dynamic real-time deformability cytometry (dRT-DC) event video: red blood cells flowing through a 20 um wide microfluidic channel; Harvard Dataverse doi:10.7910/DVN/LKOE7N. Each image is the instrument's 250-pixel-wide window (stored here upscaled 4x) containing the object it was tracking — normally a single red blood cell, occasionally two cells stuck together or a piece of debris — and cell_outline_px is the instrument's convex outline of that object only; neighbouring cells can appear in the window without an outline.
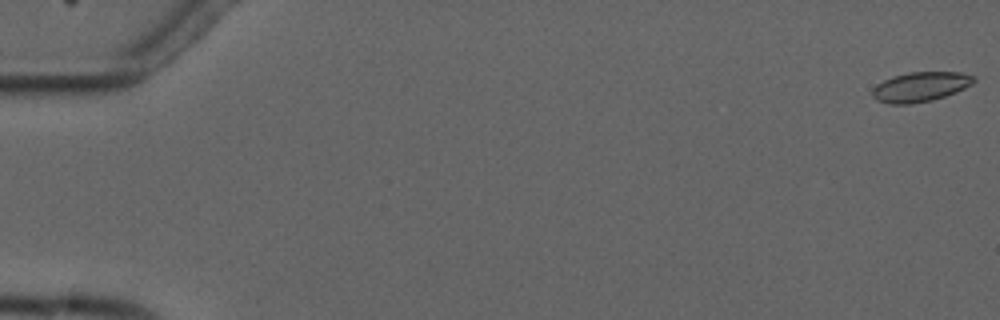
{"species": "common noctule bat (a hibernating species)", "species_latin": "Nyctalus noctula", "temperature_condition": "cold", "stored_images_in_passage": 5, "camera_frame_rate_fps": 3000, "um_per_image_px": 0.085, "animal": {"sex": "male", "forearm_length_mm": 52.5}, "frame": {"image": 1, "passage_image": 1, "time_ms": 0.0, "image_size_px": [1000, 320], "cell_outline_px": [[976, 80], [972, 84], [956, 92], [932, 100], [912, 104], [888, 104], [876, 100], [872, 96], [872, 88], [876, 84], [892, 76], [908, 72], [960, 72], [976, 76]], "centroid_in_image_um": [78.22, 7.38], "position_along_channel_um": 6.8, "area_um2": 17.74}}